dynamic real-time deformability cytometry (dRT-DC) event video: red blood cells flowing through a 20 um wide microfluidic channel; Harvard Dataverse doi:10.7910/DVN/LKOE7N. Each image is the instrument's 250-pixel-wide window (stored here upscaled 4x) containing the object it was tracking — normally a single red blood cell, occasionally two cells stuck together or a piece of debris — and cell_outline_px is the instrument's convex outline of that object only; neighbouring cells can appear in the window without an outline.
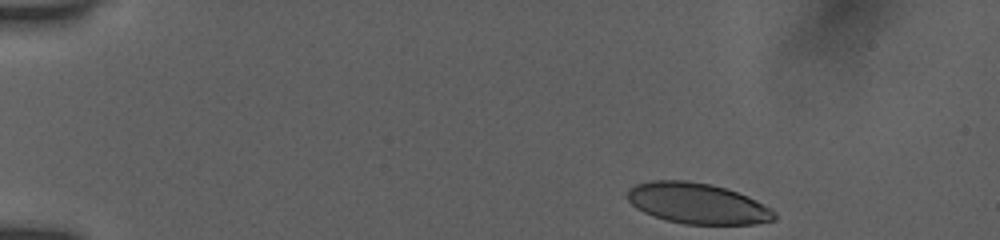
{"species": "human", "species_latin": "Homo sapiens", "temperature_condition": "room temperature", "stored_images_in_passage": 46, "camera_frame_rate_fps": 3000, "um_per_image_px": 0.085, "donor": {"sex": "female"}, "frame": {"image": 1, "passage_image": 1, "time_ms": 0.0, "image_size_px": [1000, 240], "cell_outline_px": [[776, 220], [756, 224], [684, 224], [668, 220], [644, 212], [636, 208], [624, 196], [628, 188], [636, 184], [652, 180], [688, 180], [712, 184], [748, 196], [772, 208], [776, 212]], "centroid_in_image_um": [59.28, 17.28], "position_along_channel_um": 25.7, "area_um2": 35.14}}
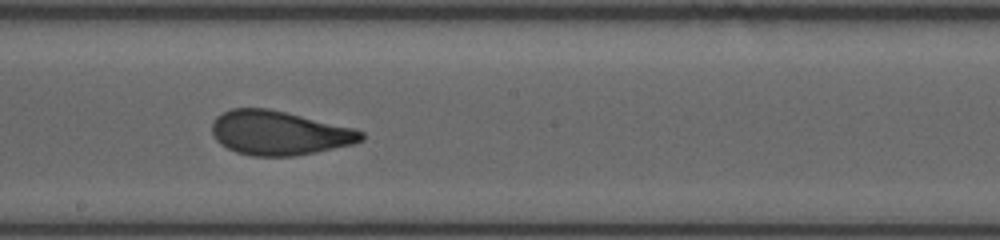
{"frame": {"image": 2, "passage_image": 24, "time_ms": 7.667, "image_size_px": [1000, 240], "cell_outline_px": [[364, 140], [352, 144], [316, 152], [292, 156], [252, 156], [236, 152], [220, 144], [216, 140], [212, 132], [212, 124], [216, 116], [232, 108], [268, 108], [356, 128], [364, 132]], "centroid_in_image_um": [23.74, 11.3], "position_along_channel_um": 224.5, "area_um2": 38.49}}
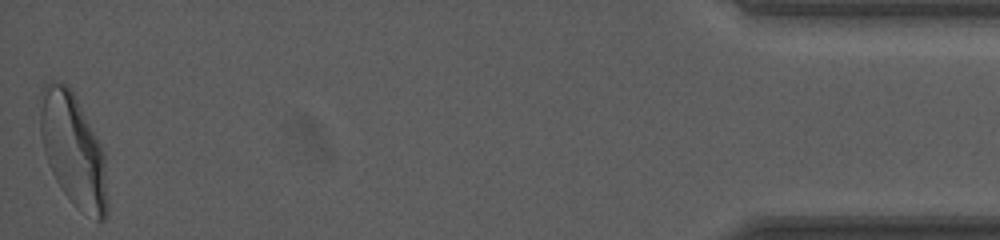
{"frame": {"image": 3, "passage_image": 46, "time_ms": 15.0, "image_size_px": [1000, 240], "cell_outline_px": [[108, 212], [104, 220], [96, 220], [76, 208], [72, 204], [60, 188], [48, 164], [44, 152], [40, 136], [40, 88], [44, 84], [52, 80], [68, 84], [100, 144], [104, 152], [108, 200]], "centroid_in_image_um": [6.21, 12.78], "position_along_channel_um": 429.0, "area_um2": 44.39}, "authors_computed_cell_mechanics": {"area_um2": 38.8127, "velocity_mm_per_s": 3.8922, "shape_relaxation_time_tau1_ms": 4.8743, "shape_relaxation_time_tau2_ms": 0.9618, "deformation_change_tau1": 0.1879, "deformation_change_tau2": 0.0781}}